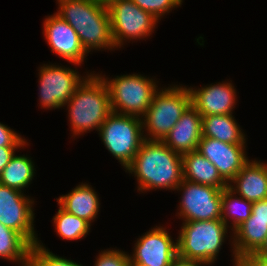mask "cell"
Returning <instances> with one entry per match:
<instances>
[{
    "mask_svg": "<svg viewBox=\"0 0 267 266\" xmlns=\"http://www.w3.org/2000/svg\"><path fill=\"white\" fill-rule=\"evenodd\" d=\"M94 266H130V256L119 249H104L97 256Z\"/></svg>",
    "mask_w": 267,
    "mask_h": 266,
    "instance_id": "obj_28",
    "label": "cell"
},
{
    "mask_svg": "<svg viewBox=\"0 0 267 266\" xmlns=\"http://www.w3.org/2000/svg\"><path fill=\"white\" fill-rule=\"evenodd\" d=\"M256 254L260 257H267V236L265 242L260 247V249L256 252Z\"/></svg>",
    "mask_w": 267,
    "mask_h": 266,
    "instance_id": "obj_34",
    "label": "cell"
},
{
    "mask_svg": "<svg viewBox=\"0 0 267 266\" xmlns=\"http://www.w3.org/2000/svg\"><path fill=\"white\" fill-rule=\"evenodd\" d=\"M234 234V235H233ZM231 235L232 256L234 266H240V261L246 256L256 253L265 242L267 236V221L251 220V216L233 230Z\"/></svg>",
    "mask_w": 267,
    "mask_h": 266,
    "instance_id": "obj_18",
    "label": "cell"
},
{
    "mask_svg": "<svg viewBox=\"0 0 267 266\" xmlns=\"http://www.w3.org/2000/svg\"><path fill=\"white\" fill-rule=\"evenodd\" d=\"M202 127V116L190 105L162 141L180 155L196 151Z\"/></svg>",
    "mask_w": 267,
    "mask_h": 266,
    "instance_id": "obj_16",
    "label": "cell"
},
{
    "mask_svg": "<svg viewBox=\"0 0 267 266\" xmlns=\"http://www.w3.org/2000/svg\"><path fill=\"white\" fill-rule=\"evenodd\" d=\"M35 165L30 157L14 155L0 174V184L24 191L34 179Z\"/></svg>",
    "mask_w": 267,
    "mask_h": 266,
    "instance_id": "obj_22",
    "label": "cell"
},
{
    "mask_svg": "<svg viewBox=\"0 0 267 266\" xmlns=\"http://www.w3.org/2000/svg\"><path fill=\"white\" fill-rule=\"evenodd\" d=\"M17 149H21V147H0V174L15 155Z\"/></svg>",
    "mask_w": 267,
    "mask_h": 266,
    "instance_id": "obj_31",
    "label": "cell"
},
{
    "mask_svg": "<svg viewBox=\"0 0 267 266\" xmlns=\"http://www.w3.org/2000/svg\"><path fill=\"white\" fill-rule=\"evenodd\" d=\"M137 179V190H173L183 180L182 155L171 150L163 141L144 140L125 172Z\"/></svg>",
    "mask_w": 267,
    "mask_h": 266,
    "instance_id": "obj_1",
    "label": "cell"
},
{
    "mask_svg": "<svg viewBox=\"0 0 267 266\" xmlns=\"http://www.w3.org/2000/svg\"><path fill=\"white\" fill-rule=\"evenodd\" d=\"M143 132L142 118L112 111L98 134L106 149L126 169L145 140Z\"/></svg>",
    "mask_w": 267,
    "mask_h": 266,
    "instance_id": "obj_7",
    "label": "cell"
},
{
    "mask_svg": "<svg viewBox=\"0 0 267 266\" xmlns=\"http://www.w3.org/2000/svg\"><path fill=\"white\" fill-rule=\"evenodd\" d=\"M104 81L113 112L142 118L159 87L156 80L140 74H126L111 79L98 74Z\"/></svg>",
    "mask_w": 267,
    "mask_h": 266,
    "instance_id": "obj_6",
    "label": "cell"
},
{
    "mask_svg": "<svg viewBox=\"0 0 267 266\" xmlns=\"http://www.w3.org/2000/svg\"><path fill=\"white\" fill-rule=\"evenodd\" d=\"M101 3L107 5L108 3L114 1V0H99Z\"/></svg>",
    "mask_w": 267,
    "mask_h": 266,
    "instance_id": "obj_35",
    "label": "cell"
},
{
    "mask_svg": "<svg viewBox=\"0 0 267 266\" xmlns=\"http://www.w3.org/2000/svg\"><path fill=\"white\" fill-rule=\"evenodd\" d=\"M175 190L182 192L177 214L183 222L221 219L223 189L182 180Z\"/></svg>",
    "mask_w": 267,
    "mask_h": 266,
    "instance_id": "obj_10",
    "label": "cell"
},
{
    "mask_svg": "<svg viewBox=\"0 0 267 266\" xmlns=\"http://www.w3.org/2000/svg\"><path fill=\"white\" fill-rule=\"evenodd\" d=\"M245 150L246 144L225 143L209 137H202L197 148L228 184L250 161Z\"/></svg>",
    "mask_w": 267,
    "mask_h": 266,
    "instance_id": "obj_14",
    "label": "cell"
},
{
    "mask_svg": "<svg viewBox=\"0 0 267 266\" xmlns=\"http://www.w3.org/2000/svg\"><path fill=\"white\" fill-rule=\"evenodd\" d=\"M205 265L208 264L199 260L187 259L177 255L170 266H205Z\"/></svg>",
    "mask_w": 267,
    "mask_h": 266,
    "instance_id": "obj_33",
    "label": "cell"
},
{
    "mask_svg": "<svg viewBox=\"0 0 267 266\" xmlns=\"http://www.w3.org/2000/svg\"><path fill=\"white\" fill-rule=\"evenodd\" d=\"M31 246L20 233L0 223V258L28 266Z\"/></svg>",
    "mask_w": 267,
    "mask_h": 266,
    "instance_id": "obj_23",
    "label": "cell"
},
{
    "mask_svg": "<svg viewBox=\"0 0 267 266\" xmlns=\"http://www.w3.org/2000/svg\"><path fill=\"white\" fill-rule=\"evenodd\" d=\"M28 266H83L67 258L53 254L48 248L37 242L31 246Z\"/></svg>",
    "mask_w": 267,
    "mask_h": 266,
    "instance_id": "obj_26",
    "label": "cell"
},
{
    "mask_svg": "<svg viewBox=\"0 0 267 266\" xmlns=\"http://www.w3.org/2000/svg\"><path fill=\"white\" fill-rule=\"evenodd\" d=\"M183 180L225 189L228 183L218 169L197 150L182 155Z\"/></svg>",
    "mask_w": 267,
    "mask_h": 266,
    "instance_id": "obj_20",
    "label": "cell"
},
{
    "mask_svg": "<svg viewBox=\"0 0 267 266\" xmlns=\"http://www.w3.org/2000/svg\"><path fill=\"white\" fill-rule=\"evenodd\" d=\"M130 266H170L178 255L177 239L173 241L166 227L156 226L137 239Z\"/></svg>",
    "mask_w": 267,
    "mask_h": 266,
    "instance_id": "obj_12",
    "label": "cell"
},
{
    "mask_svg": "<svg viewBox=\"0 0 267 266\" xmlns=\"http://www.w3.org/2000/svg\"><path fill=\"white\" fill-rule=\"evenodd\" d=\"M43 34L51 52L78 66L88 54L83 48L77 32L59 15L47 16L43 22Z\"/></svg>",
    "mask_w": 267,
    "mask_h": 266,
    "instance_id": "obj_13",
    "label": "cell"
},
{
    "mask_svg": "<svg viewBox=\"0 0 267 266\" xmlns=\"http://www.w3.org/2000/svg\"><path fill=\"white\" fill-rule=\"evenodd\" d=\"M67 105L72 137L99 131L112 112L108 89L98 74L90 73L76 88Z\"/></svg>",
    "mask_w": 267,
    "mask_h": 266,
    "instance_id": "obj_3",
    "label": "cell"
},
{
    "mask_svg": "<svg viewBox=\"0 0 267 266\" xmlns=\"http://www.w3.org/2000/svg\"><path fill=\"white\" fill-rule=\"evenodd\" d=\"M191 105L204 116L233 114L236 105V88L229 82H218L201 88L188 87Z\"/></svg>",
    "mask_w": 267,
    "mask_h": 266,
    "instance_id": "obj_15",
    "label": "cell"
},
{
    "mask_svg": "<svg viewBox=\"0 0 267 266\" xmlns=\"http://www.w3.org/2000/svg\"><path fill=\"white\" fill-rule=\"evenodd\" d=\"M240 266H267V257H260L253 253L241 260Z\"/></svg>",
    "mask_w": 267,
    "mask_h": 266,
    "instance_id": "obj_32",
    "label": "cell"
},
{
    "mask_svg": "<svg viewBox=\"0 0 267 266\" xmlns=\"http://www.w3.org/2000/svg\"><path fill=\"white\" fill-rule=\"evenodd\" d=\"M33 205L34 200L23 191L0 184V223L20 233L32 246L39 242Z\"/></svg>",
    "mask_w": 267,
    "mask_h": 266,
    "instance_id": "obj_11",
    "label": "cell"
},
{
    "mask_svg": "<svg viewBox=\"0 0 267 266\" xmlns=\"http://www.w3.org/2000/svg\"><path fill=\"white\" fill-rule=\"evenodd\" d=\"M251 220L267 221V199L253 202Z\"/></svg>",
    "mask_w": 267,
    "mask_h": 266,
    "instance_id": "obj_30",
    "label": "cell"
},
{
    "mask_svg": "<svg viewBox=\"0 0 267 266\" xmlns=\"http://www.w3.org/2000/svg\"><path fill=\"white\" fill-rule=\"evenodd\" d=\"M28 146L26 139L10 127L0 122V147H22Z\"/></svg>",
    "mask_w": 267,
    "mask_h": 266,
    "instance_id": "obj_29",
    "label": "cell"
},
{
    "mask_svg": "<svg viewBox=\"0 0 267 266\" xmlns=\"http://www.w3.org/2000/svg\"><path fill=\"white\" fill-rule=\"evenodd\" d=\"M56 200L62 209L84 219L90 225L97 218L100 200L97 192L88 183L79 184L71 192L61 195Z\"/></svg>",
    "mask_w": 267,
    "mask_h": 266,
    "instance_id": "obj_19",
    "label": "cell"
},
{
    "mask_svg": "<svg viewBox=\"0 0 267 266\" xmlns=\"http://www.w3.org/2000/svg\"><path fill=\"white\" fill-rule=\"evenodd\" d=\"M38 73L39 104L48 110L62 108L89 75L88 72L82 77L76 69L54 64H43Z\"/></svg>",
    "mask_w": 267,
    "mask_h": 266,
    "instance_id": "obj_9",
    "label": "cell"
},
{
    "mask_svg": "<svg viewBox=\"0 0 267 266\" xmlns=\"http://www.w3.org/2000/svg\"><path fill=\"white\" fill-rule=\"evenodd\" d=\"M139 8L151 13L155 18H161L172 9L181 7L183 0H132Z\"/></svg>",
    "mask_w": 267,
    "mask_h": 266,
    "instance_id": "obj_27",
    "label": "cell"
},
{
    "mask_svg": "<svg viewBox=\"0 0 267 266\" xmlns=\"http://www.w3.org/2000/svg\"><path fill=\"white\" fill-rule=\"evenodd\" d=\"M111 34L115 47L128 40H140L152 35L159 22L151 13L139 8L132 0H114L107 4Z\"/></svg>",
    "mask_w": 267,
    "mask_h": 266,
    "instance_id": "obj_8",
    "label": "cell"
},
{
    "mask_svg": "<svg viewBox=\"0 0 267 266\" xmlns=\"http://www.w3.org/2000/svg\"><path fill=\"white\" fill-rule=\"evenodd\" d=\"M202 126V137L231 144H246V136L232 114L204 116Z\"/></svg>",
    "mask_w": 267,
    "mask_h": 266,
    "instance_id": "obj_21",
    "label": "cell"
},
{
    "mask_svg": "<svg viewBox=\"0 0 267 266\" xmlns=\"http://www.w3.org/2000/svg\"><path fill=\"white\" fill-rule=\"evenodd\" d=\"M228 188L251 202L267 199V163L250 160L229 182Z\"/></svg>",
    "mask_w": 267,
    "mask_h": 266,
    "instance_id": "obj_17",
    "label": "cell"
},
{
    "mask_svg": "<svg viewBox=\"0 0 267 266\" xmlns=\"http://www.w3.org/2000/svg\"><path fill=\"white\" fill-rule=\"evenodd\" d=\"M58 12L78 34L87 53L115 50L107 5L99 0H57Z\"/></svg>",
    "mask_w": 267,
    "mask_h": 266,
    "instance_id": "obj_2",
    "label": "cell"
},
{
    "mask_svg": "<svg viewBox=\"0 0 267 266\" xmlns=\"http://www.w3.org/2000/svg\"><path fill=\"white\" fill-rule=\"evenodd\" d=\"M190 105L191 95L186 85L158 89L142 117L143 131L147 130L144 138L162 141Z\"/></svg>",
    "mask_w": 267,
    "mask_h": 266,
    "instance_id": "obj_5",
    "label": "cell"
},
{
    "mask_svg": "<svg viewBox=\"0 0 267 266\" xmlns=\"http://www.w3.org/2000/svg\"><path fill=\"white\" fill-rule=\"evenodd\" d=\"M56 234L65 240H80L86 237L91 225L71 213H68L59 206L58 212L53 216Z\"/></svg>",
    "mask_w": 267,
    "mask_h": 266,
    "instance_id": "obj_25",
    "label": "cell"
},
{
    "mask_svg": "<svg viewBox=\"0 0 267 266\" xmlns=\"http://www.w3.org/2000/svg\"><path fill=\"white\" fill-rule=\"evenodd\" d=\"M235 196V197H234ZM253 202L243 197H238L228 187L223 189L221 207V220L233 231L252 214ZM228 217V218H227ZM230 218L231 223L228 221ZM228 219V220H227ZM229 223L231 224L229 226Z\"/></svg>",
    "mask_w": 267,
    "mask_h": 266,
    "instance_id": "obj_24",
    "label": "cell"
},
{
    "mask_svg": "<svg viewBox=\"0 0 267 266\" xmlns=\"http://www.w3.org/2000/svg\"><path fill=\"white\" fill-rule=\"evenodd\" d=\"M228 228L221 219L183 222L177 238L178 255L212 265L228 236Z\"/></svg>",
    "mask_w": 267,
    "mask_h": 266,
    "instance_id": "obj_4",
    "label": "cell"
}]
</instances>
